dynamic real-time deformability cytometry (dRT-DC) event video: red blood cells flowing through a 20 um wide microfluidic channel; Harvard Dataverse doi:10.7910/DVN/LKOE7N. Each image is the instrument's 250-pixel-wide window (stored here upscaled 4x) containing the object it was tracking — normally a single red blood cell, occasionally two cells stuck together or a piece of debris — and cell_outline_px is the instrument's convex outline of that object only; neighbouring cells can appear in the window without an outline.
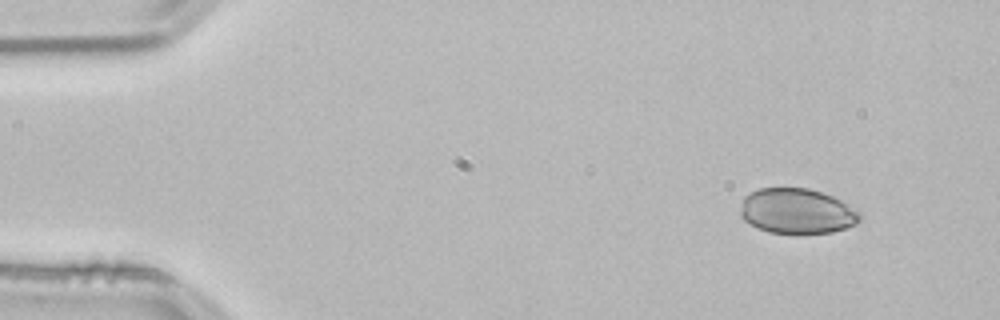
{"species": "common noctule bat (a hibernating species)", "species_latin": "Nyctalus noctula", "temperature_condition": "room temperature", "stored_images_in_passage": 50, "segment_of_instrument_passage": [1, 2], "camera_frame_rate_fps": 3000, "um_per_image_px": 0.085, "animal": {"sex": "male", "body_mass_g": 21.5, "forearm_length_mm": 52.0}, "frame": {"image": 1, "passage_image": 1, "time_ms": 0.0, "image_size_px": [1000, 320], "cell_outline_px": [[864, 216], [856, 224], [832, 232], [768, 232], [756, 228], [744, 220], [740, 216], [740, 212], [744, 196], [760, 188], [808, 188], [832, 196], [840, 200], [860, 212]], "centroid_in_image_um": [67.73, 17.94], "position_along_channel_um": 17.3, "area_um2": 31.21}}
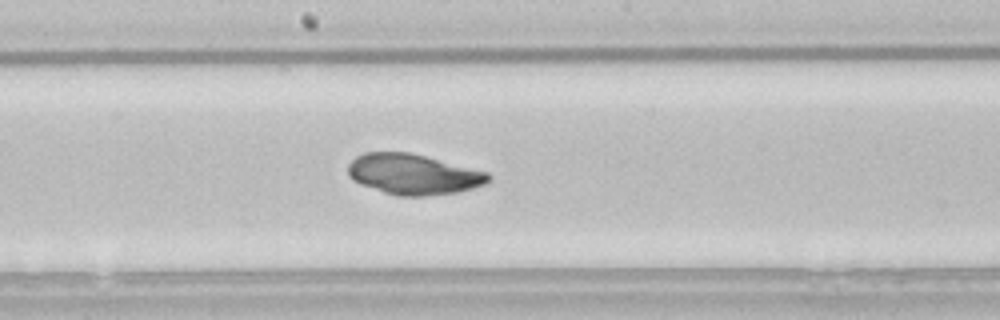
{"frame": {"image": 2, "passage_image": 24, "time_ms": 7.667, "image_size_px": [1000, 320], "cell_outline_px": [[492, 180], [484, 184], [472, 188], [456, 192], [424, 196], [396, 196], [360, 184], [352, 180], [348, 176], [348, 164], [356, 156], [364, 152], [408, 152], [488, 172], [492, 176]], "centroid_in_image_um": [35.11, 14.82], "position_along_channel_um": 213.1, "area_um2": 33.06}}
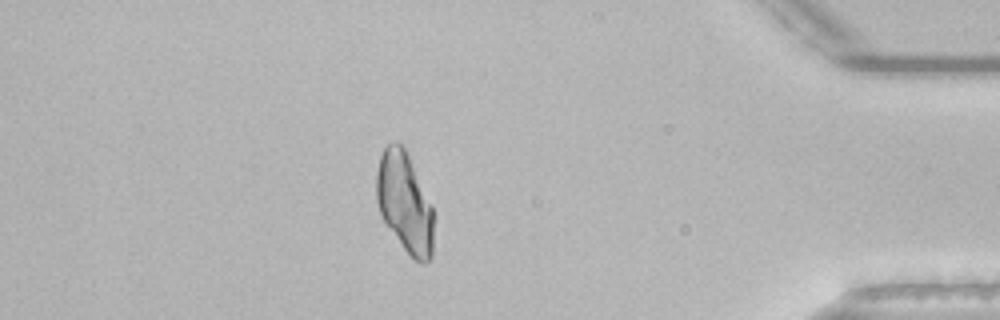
{"frame": {"image": 3, "passage_image": 42, "time_ms": 13.667, "image_size_px": [1000, 320], "cell_outline_px": [[432, 256], [424, 264], [420, 264], [412, 260], [380, 216], [376, 200], [376, 172], [380, 156], [384, 148], [388, 144], [396, 140], [404, 148], [408, 156], [432, 208]], "centroid_in_image_um": [34.36, 17.25], "position_along_channel_um": 400.8, "area_um2": 33.0}}